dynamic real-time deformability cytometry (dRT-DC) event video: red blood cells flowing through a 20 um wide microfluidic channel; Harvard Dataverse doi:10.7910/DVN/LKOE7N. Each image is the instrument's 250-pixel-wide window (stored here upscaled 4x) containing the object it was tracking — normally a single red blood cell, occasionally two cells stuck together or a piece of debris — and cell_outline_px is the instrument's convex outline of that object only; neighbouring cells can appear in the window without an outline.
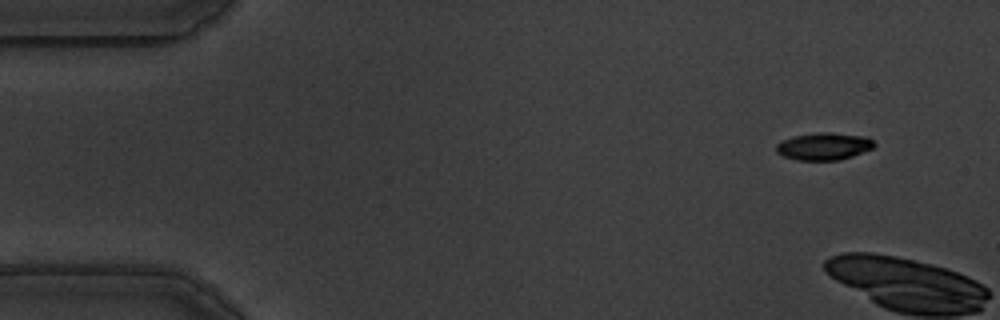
{"species": "common noctule bat (a hibernating species)", "species_latin": "Nyctalus noctula", "temperature_condition": "warm", "stored_images_in_passage": 4, "camera_frame_rate_fps": 3000, "um_per_image_px": 0.085, "animal": {"sex": "male", "body_mass_g": 19.5, "forearm_length_mm": 54.6}, "frame": {"image": 1, "passage_image": 1, "time_ms": 0.0, "image_size_px": [1000, 320], "cell_outline_px": [[876, 144], [872, 148], [852, 156], [840, 160], [796, 160], [784, 156], [776, 152], [776, 144], [784, 140], [796, 136], [820, 132], [828, 132], [868, 136]], "centroid_in_image_um": [70.05, 12.44], "position_along_channel_um": 14.9, "area_um2": 15.49}}